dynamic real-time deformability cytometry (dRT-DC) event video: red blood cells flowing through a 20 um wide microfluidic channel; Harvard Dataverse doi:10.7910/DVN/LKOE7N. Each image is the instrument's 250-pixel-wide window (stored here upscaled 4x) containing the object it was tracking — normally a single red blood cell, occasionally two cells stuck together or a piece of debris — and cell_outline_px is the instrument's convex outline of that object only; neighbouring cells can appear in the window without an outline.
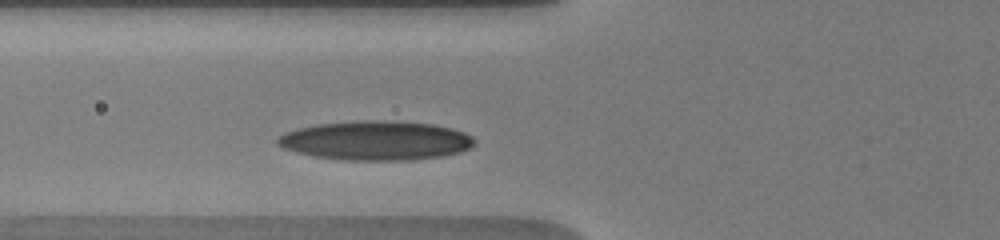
{"species": "human", "species_latin": "Homo sapiens", "temperature_condition": "warm", "stored_images_in_passage": 18, "camera_frame_rate_fps": 3000, "um_per_image_px": 0.085, "donor": {"sex": "male"}, "frame": {"image": 1, "passage_image": 2, "time_ms": 1.0, "image_size_px": [1000, 240], "cell_outline_px": [[476, 144], [472, 148], [460, 152], [440, 156], [412, 160], [348, 160], [312, 156], [296, 152], [284, 148], [276, 144], [276, 140], [284, 132], [296, 128], [316, 124], [372, 120], [432, 124], [452, 128], [464, 132], [472, 136], [476, 140]], "centroid_in_image_um": [31.96, 11.95], "position_along_channel_um": 93.8, "area_um2": 44.97}}
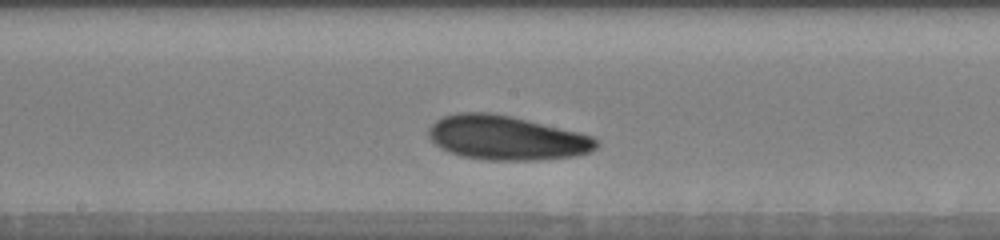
{"frame": {"image": 2, "passage_image": 9, "time_ms": 4.0, "image_size_px": [1000, 240], "cell_outline_px": [[600, 140], [596, 148], [588, 152], [576, 156], [536, 160], [484, 160], [464, 156], [452, 152], [436, 144], [428, 136], [428, 128], [436, 120], [444, 116], [456, 112], [488, 112], [512, 116], [592, 136]], "centroid_in_image_um": [43.05, 11.71], "position_along_channel_um": 205.1, "area_um2": 43.0}}
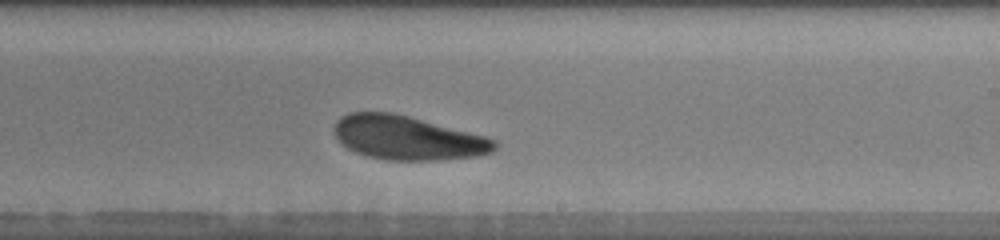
{"frame": {"image": 3, "passage_image": 12, "time_ms": 5.333, "image_size_px": [1000, 240], "cell_outline_px": [[496, 148], [492, 152], [476, 156], [436, 160], [388, 160], [368, 156], [356, 152], [348, 148], [336, 136], [336, 120], [340, 116], [348, 112], [392, 112], [408, 116], [484, 136], [496, 140]], "centroid_in_image_um": [34.64, 11.71], "position_along_channel_um": 254.4, "area_um2": 40.52}, "authors_computed_cell_mechanics": {"area_um2": 42.5408, "velocity_mm_per_s": 3.6994, "shape_relaxation_time_tau1_ms": 3.1522, "shape_relaxation_time_tau2_ms": 5.5077, "deformation_change_tau1": 0.1131, "deformation_change_tau2": 0.1636}}